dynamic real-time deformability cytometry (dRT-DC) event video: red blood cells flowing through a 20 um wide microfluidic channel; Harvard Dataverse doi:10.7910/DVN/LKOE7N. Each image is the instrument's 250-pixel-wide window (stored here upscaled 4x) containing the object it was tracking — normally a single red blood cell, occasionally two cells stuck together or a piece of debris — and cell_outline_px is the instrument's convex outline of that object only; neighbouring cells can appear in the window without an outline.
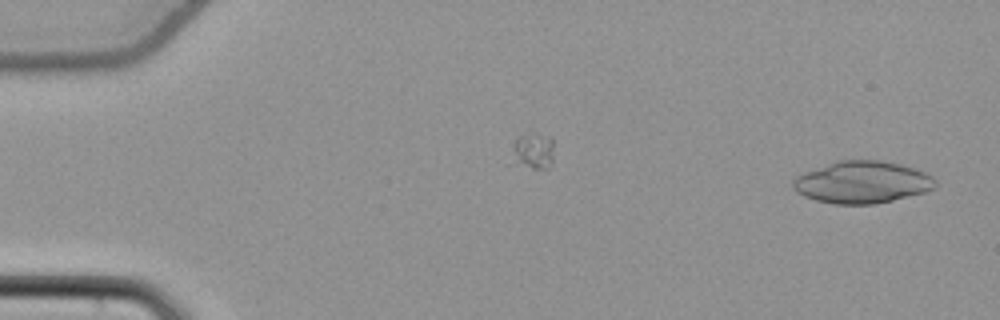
{"species": "common noctule bat (a hibernating species)", "species_latin": "Nyctalus noctula", "temperature_condition": "cold", "stored_images_in_passage": 53, "camera_frame_rate_fps": 3000, "um_per_image_px": 0.085, "animal": {"sex": "female", "body_mass_g": 22.7, "forearm_length_mm": 54.2}, "frame": {"image": 1, "passage_image": 2, "time_ms": 0.333, "image_size_px": [1000, 320], "cell_outline_px": [[936, 184], [932, 188], [924, 192], [876, 204], [832, 204], [816, 200], [804, 196], [796, 192], [792, 188], [792, 180], [796, 176], [804, 172], [836, 160], [880, 160], [900, 164], [916, 168], [932, 176], [936, 180]], "centroid_in_image_um": [73.25, 15.48], "position_along_channel_um": 11.8, "area_um2": 35.03}}